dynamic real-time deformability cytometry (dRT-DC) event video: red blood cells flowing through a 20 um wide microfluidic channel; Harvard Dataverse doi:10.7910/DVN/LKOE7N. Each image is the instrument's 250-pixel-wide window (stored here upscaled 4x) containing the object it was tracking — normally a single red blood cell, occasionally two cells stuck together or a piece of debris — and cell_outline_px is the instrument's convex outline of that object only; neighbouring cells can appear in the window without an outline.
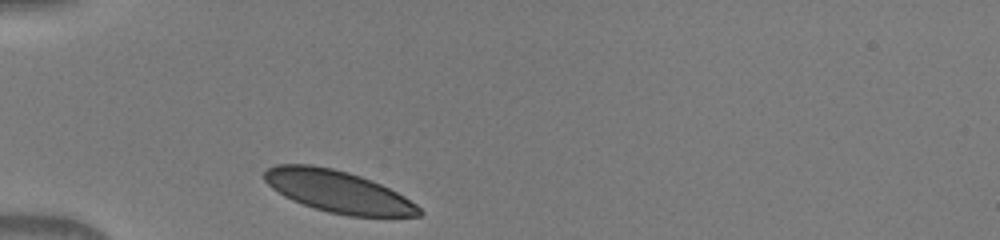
{"species": "human", "species_latin": "Homo sapiens", "temperature_condition": "warm", "stored_images_in_passage": 29, "camera_frame_rate_fps": 3000, "um_per_image_px": 0.085, "donor": {"sex": "male"}, "frame": {"image": 1, "passage_image": 1, "time_ms": 0.0, "image_size_px": [1000, 240], "cell_outline_px": [[424, 212], [420, 216], [348, 216], [328, 212], [292, 200], [284, 196], [272, 188], [264, 180], [264, 172], [268, 168], [276, 164], [312, 164], [332, 168], [348, 172], [372, 180], [404, 196], [416, 204]], "centroid_in_image_um": [28.73, 16.27], "position_along_channel_um": 56.3, "area_um2": 37.63}}
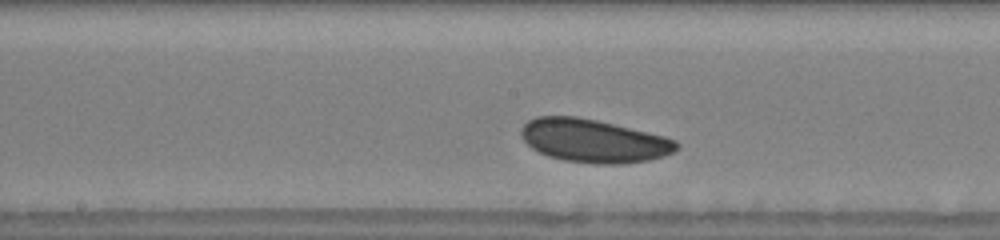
{"frame": {"image": 2, "passage_image": 13, "time_ms": 4.0, "image_size_px": [1000, 240], "cell_outline_px": [[680, 148], [676, 152], [664, 156], [648, 160], [620, 164], [596, 164], [564, 160], [548, 156], [532, 148], [524, 140], [520, 132], [524, 124], [528, 120], [536, 116], [576, 116], [596, 120], [664, 136], [676, 140], [680, 144]], "centroid_in_image_um": [50.49, 11.97], "position_along_channel_um": 197.7, "area_um2": 39.13}}
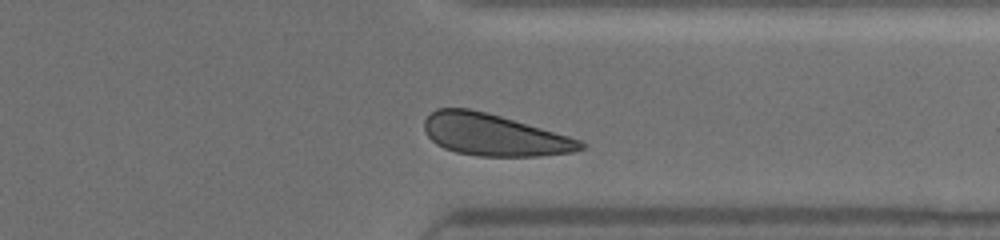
{"frame": {"image": 3, "passage_image": 26, "time_ms": 8.333, "image_size_px": [1000, 240], "cell_outline_px": [[584, 148], [572, 152], [540, 156], [480, 156], [456, 152], [444, 148], [436, 144], [428, 136], [424, 128], [424, 120], [436, 108], [468, 108], [500, 116], [568, 136], [580, 140], [584, 144]], "centroid_in_image_um": [41.95, 11.47], "position_along_channel_um": 369.4, "area_um2": 37.57}}